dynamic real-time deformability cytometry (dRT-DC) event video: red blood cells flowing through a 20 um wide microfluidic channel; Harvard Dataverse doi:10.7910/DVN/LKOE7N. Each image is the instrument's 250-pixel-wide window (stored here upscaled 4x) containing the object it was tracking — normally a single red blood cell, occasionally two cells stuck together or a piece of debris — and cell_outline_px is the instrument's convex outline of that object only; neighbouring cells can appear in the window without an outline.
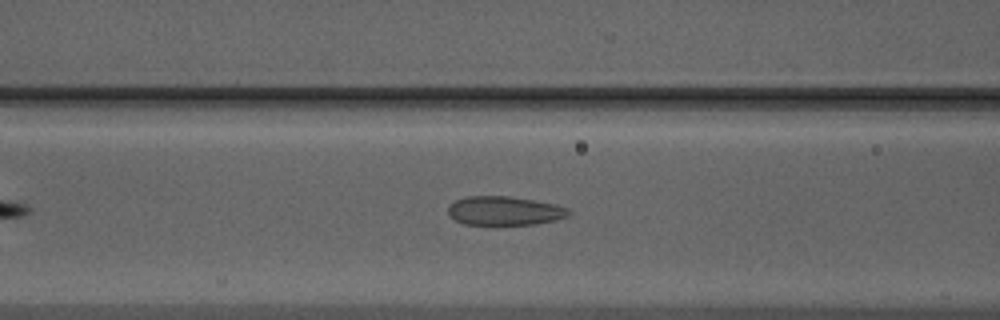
{"species": "Egyptian fruit bat (a non-hibernating species)", "species_latin": "Rousettus aegyptiacus", "temperature_condition": "warm", "stored_images_in_passage": 27, "camera_frame_rate_fps": 3000, "um_per_image_px": 0.085, "animal": {"sex": "male"}, "frame": {"image": 1, "passage_image": 11, "time_ms": 3.333, "image_size_px": [1000, 320], "cell_outline_px": [[572, 212], [568, 216], [556, 220], [532, 224], [464, 224], [448, 216], [448, 204], [456, 200], [468, 196], [508, 196], [532, 200], [552, 204], [568, 208]], "centroid_in_image_um": [42.85, 17.91], "position_along_channel_um": 123.8, "area_um2": 20.17}}
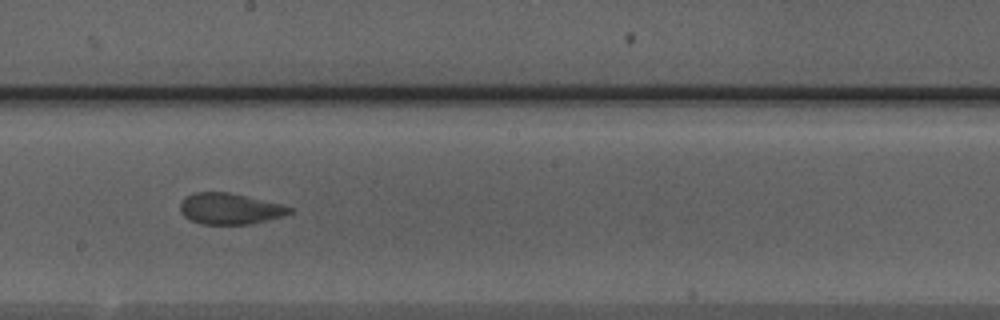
{"frame": {"image": 2, "passage_image": 19, "time_ms": 6.0, "image_size_px": [1000, 320], "cell_outline_px": [[292, 212], [280, 216], [248, 224], [200, 224], [184, 216], [180, 212], [180, 204], [184, 196], [192, 192], [228, 192], [284, 204], [292, 208]], "centroid_in_image_um": [19.49, 17.72], "position_along_channel_um": 228.7, "area_um2": 19.77}}
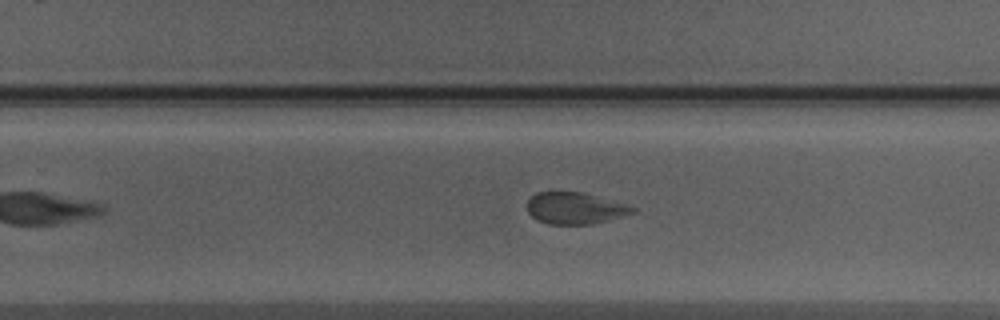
{"frame": {"image": 3, "passage_image": 23, "time_ms": 7.333, "image_size_px": [1000, 320], "cell_outline_px": [[636, 212], [608, 220], [592, 224], [548, 224], [536, 220], [528, 212], [528, 200], [536, 192], [580, 192], [628, 204], [636, 208]], "centroid_in_image_um": [48.88, 17.7], "position_along_channel_um": 280.9, "area_um2": 19.36}}